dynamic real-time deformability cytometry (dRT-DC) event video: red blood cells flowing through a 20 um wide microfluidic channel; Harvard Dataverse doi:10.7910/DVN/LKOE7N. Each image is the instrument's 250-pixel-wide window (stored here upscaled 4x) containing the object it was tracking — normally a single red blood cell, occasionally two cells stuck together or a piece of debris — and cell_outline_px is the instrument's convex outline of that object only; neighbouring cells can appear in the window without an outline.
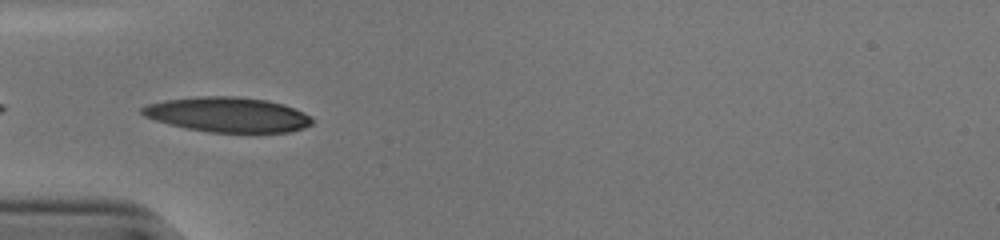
{"species": "human", "species_latin": "Homo sapiens", "temperature_condition": "cold", "stored_images_in_passage": 37, "camera_frame_rate_fps": 3000, "um_per_image_px": 0.085, "donor": {"sex": "male"}, "frame": {"image": 1, "passage_image": 1, "time_ms": 0.0, "image_size_px": [1000, 240], "cell_outline_px": [[312, 124], [304, 128], [288, 132], [208, 132], [168, 124], [144, 116], [140, 112], [140, 108], [148, 104], [164, 100], [200, 96], [236, 96], [268, 100], [284, 104], [304, 112], [312, 120]], "centroid_in_image_um": [19.35, 9.73], "position_along_channel_um": 65.7, "area_um2": 34.56}}
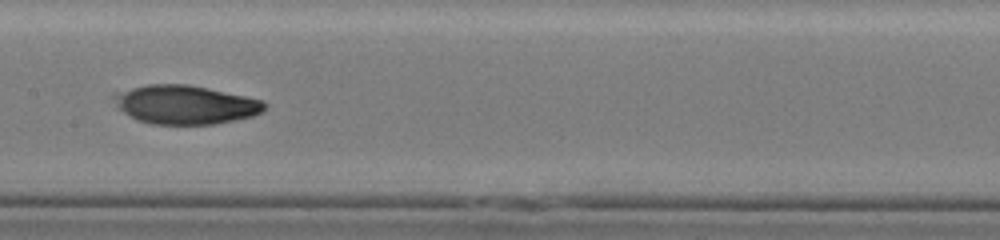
{"frame": {"image": 2, "passage_image": 11, "time_ms": 3.333, "image_size_px": [1000, 240], "cell_outline_px": [[268, 104], [264, 112], [252, 116], [236, 120], [216, 124], [152, 124], [136, 120], [128, 116], [120, 108], [120, 104], [124, 96], [132, 88], [148, 84], [188, 84], [208, 88], [264, 100]], "centroid_in_image_um": [15.96, 8.92], "position_along_channel_um": 191.4, "area_um2": 33.18}}
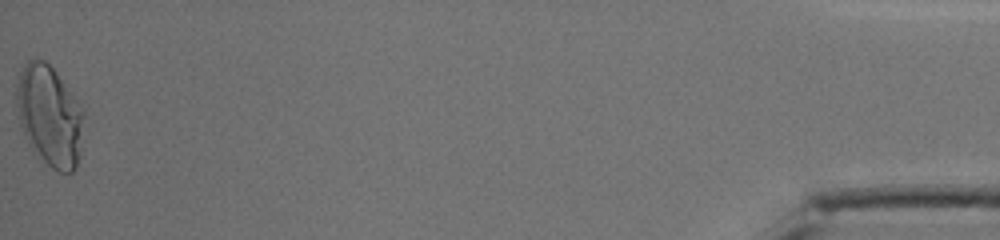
{"frame": {"image": 3, "passage_image": 37, "time_ms": 12.0, "image_size_px": [1000, 240], "cell_outline_px": [[84, 116], [80, 156], [76, 168], [72, 172], [60, 172], [52, 168], [36, 156], [28, 144], [20, 124], [16, 104], [16, 84], [20, 72], [24, 64], [28, 60], [36, 56], [44, 60], [52, 68], [84, 108]], "centroid_in_image_um": [4.21, 9.85], "position_along_channel_um": 431.0, "area_um2": 39.94}, "authors_computed_cell_mechanics": {"area_um2": 32.4836, "velocity_mm_per_s": 3.8318, "shape_relaxation_time_tau1_ms": 7.6512, "shape_relaxation_time_tau2_ms": 1.6611, "deformation_change_tau1": 0.2608, "deformation_change_tau2": 0.0661}}